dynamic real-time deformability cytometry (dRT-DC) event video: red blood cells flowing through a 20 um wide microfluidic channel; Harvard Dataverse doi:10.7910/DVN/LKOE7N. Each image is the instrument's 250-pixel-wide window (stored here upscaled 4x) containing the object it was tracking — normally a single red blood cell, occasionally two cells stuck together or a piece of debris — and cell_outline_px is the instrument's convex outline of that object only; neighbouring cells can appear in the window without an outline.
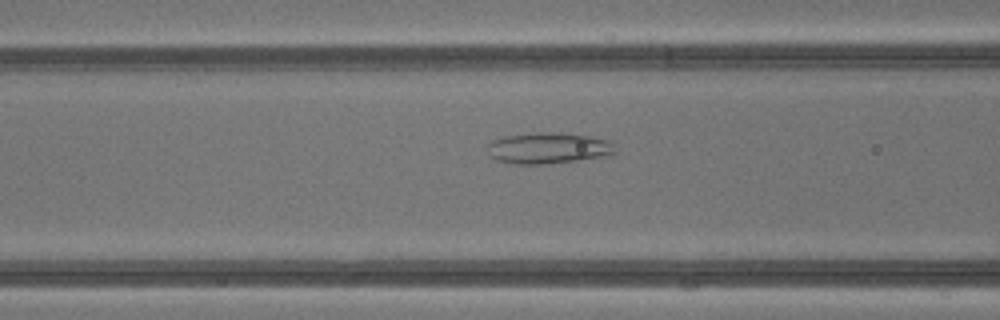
{"species": "common noctule bat (a hibernating species)", "species_latin": "Nyctalus noctula", "temperature_condition": "warm", "stored_images_in_passage": 43, "camera_frame_rate_fps": 3000, "um_per_image_px": 0.085, "animal": {"sex": "male", "body_mass_g": 13.3}, "frame": {"image": 1, "passage_image": 18, "time_ms": 5.667, "image_size_px": [1000, 320], "cell_outline_px": [[616, 152], [604, 156], [576, 160], [544, 164], [512, 164], [496, 160], [492, 156], [488, 144], [492, 140], [504, 136], [536, 132], [560, 132], [588, 136], [608, 140], [612, 144]], "centroid_in_image_um": [46.58, 12.58], "position_along_channel_um": 120.0, "area_um2": 22.95}}
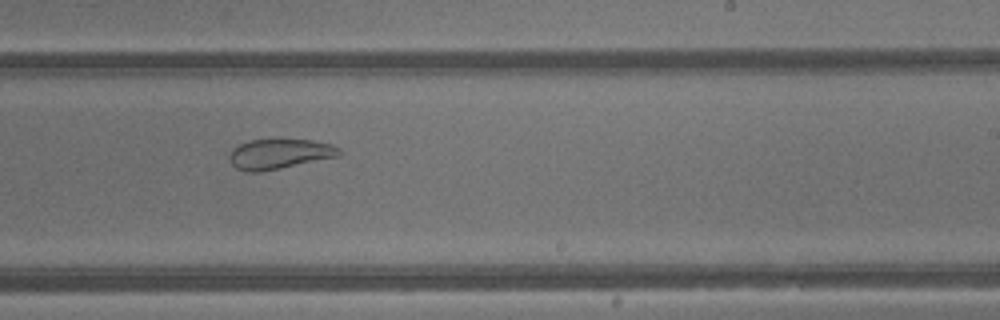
{"frame": {"image": 2, "passage_image": 27, "time_ms": 8.667, "image_size_px": [1000, 320], "cell_outline_px": [[340, 156], [260, 172], [244, 172], [236, 168], [228, 160], [228, 152], [232, 148], [248, 140], [312, 140], [332, 144], [340, 148]], "centroid_in_image_um": [23.7, 13.09], "position_along_channel_um": 265.3, "area_um2": 19.31}}
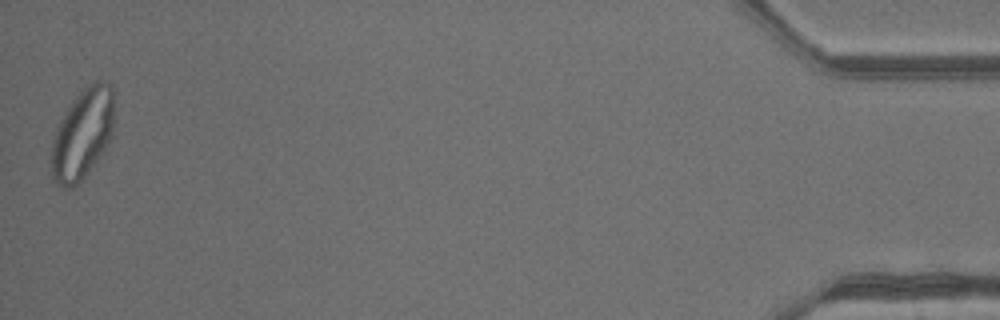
{"frame": {"image": 3, "passage_image": 43, "time_ms": 14.0, "image_size_px": [1000, 320], "cell_outline_px": [[112, 136], [108, 144], [84, 176], [72, 188], [64, 188], [56, 184], [52, 180], [52, 140], [56, 128], [64, 112], [76, 96], [88, 84], [96, 80], [104, 80], [112, 84]], "centroid_in_image_um": [6.99, 11.37], "position_along_channel_um": 428.2, "area_um2": 32.71}, "authors_computed_cell_mechanics": {"area_um2": 28.9578, "velocity_mm_per_s": 4.8448, "shape_relaxation_time_tau1_ms": null, "shape_relaxation_time_tau2_ms": 0.9713, "deformation_change_tau1": null, "deformation_change_tau2": 0.0765}}